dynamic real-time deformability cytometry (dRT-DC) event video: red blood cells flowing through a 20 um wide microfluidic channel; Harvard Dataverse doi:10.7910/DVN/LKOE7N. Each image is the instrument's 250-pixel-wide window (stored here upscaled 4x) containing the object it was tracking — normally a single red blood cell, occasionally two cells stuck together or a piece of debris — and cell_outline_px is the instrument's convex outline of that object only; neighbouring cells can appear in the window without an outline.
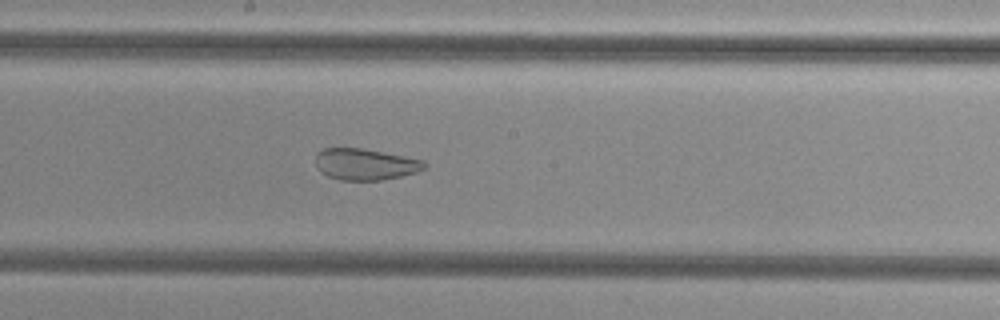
{"species": "common noctule bat (a hibernating species)", "species_latin": "Nyctalus noctula", "temperature_condition": "cold", "stored_images_in_passage": 45, "camera_frame_rate_fps": 3000, "um_per_image_px": 0.085, "animal": {"sex": "female", "body_mass_g": 29.2, "forearm_length_mm": 56.3}, "frame": {"image": 1, "passage_image": 21, "time_ms": 6.667, "image_size_px": [1000, 320], "cell_outline_px": [[428, 164], [424, 168], [416, 172], [400, 176], [380, 180], [340, 180], [328, 176], [320, 172], [316, 168], [316, 152], [324, 148], [360, 148], [424, 160]], "centroid_in_image_um": [31.01, 13.96], "position_along_channel_um": 217.2, "area_um2": 19.83}}
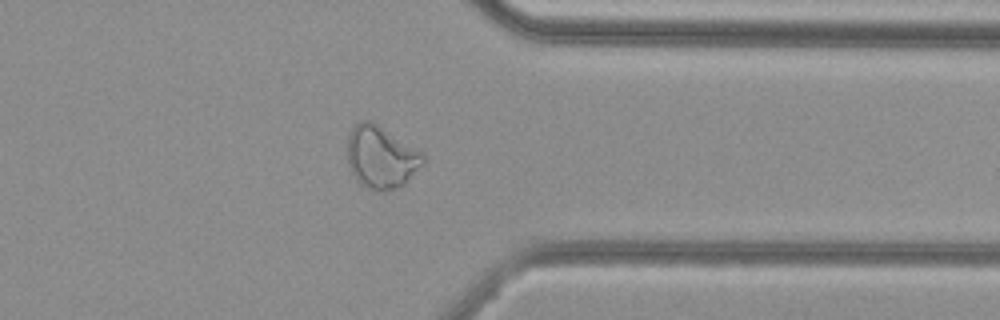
{"frame": {"image": 2, "passage_image": 34, "time_ms": 11.0, "image_size_px": [1000, 320], "cell_outline_px": [[424, 164], [404, 184], [396, 188], [384, 192], [380, 192], [368, 188], [360, 184], [356, 180], [348, 164], [348, 136], [352, 128], [360, 120], [372, 120], [424, 152]], "centroid_in_image_um": [32.41, 13.35], "position_along_channel_um": 379.0, "area_um2": 27.86}}
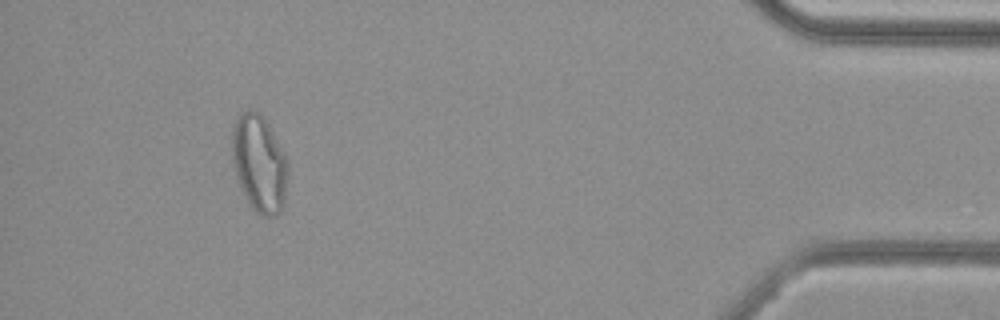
{"frame": {"image": 3, "passage_image": 41, "time_ms": 13.333, "image_size_px": [1000, 320], "cell_outline_px": [[288, 172], [284, 204], [280, 212], [276, 216], [260, 216], [248, 204], [240, 188], [236, 176], [232, 160], [232, 128], [236, 116], [248, 108], [252, 108], [260, 112], [268, 124], [284, 152], [288, 160]], "centroid_in_image_um": [22.03, 13.89], "position_along_channel_um": 413.2, "area_um2": 32.25}}